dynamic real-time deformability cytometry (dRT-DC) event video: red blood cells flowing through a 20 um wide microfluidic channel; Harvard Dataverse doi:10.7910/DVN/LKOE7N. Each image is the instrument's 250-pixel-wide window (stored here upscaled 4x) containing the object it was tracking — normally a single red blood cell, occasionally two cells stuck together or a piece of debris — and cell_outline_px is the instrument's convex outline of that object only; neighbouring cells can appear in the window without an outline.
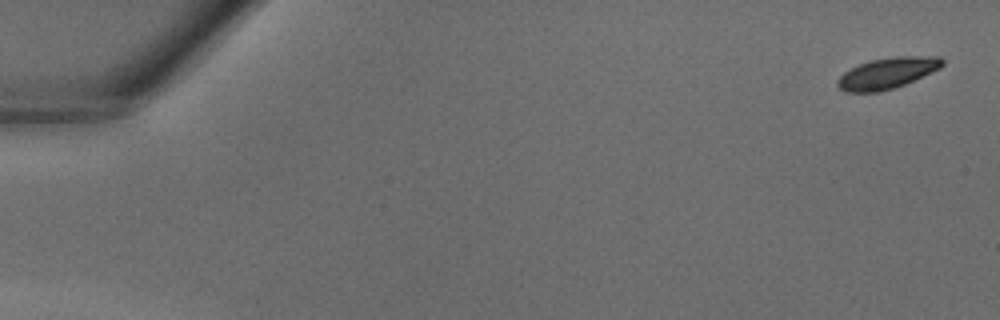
{"species": "common noctule bat (a hibernating species)", "species_latin": "Nyctalus noctula", "temperature_condition": "warm", "stored_images_in_passage": 40, "camera_frame_rate_fps": 3000, "um_per_image_px": 0.085, "animal": {"sex": "male", "body_mass_g": 18.8}, "frame": {"image": 1, "passage_image": 1, "time_ms": 0.0, "image_size_px": [1000, 320], "cell_outline_px": [[944, 64], [940, 68], [904, 84], [892, 88], [876, 92], [844, 92], [836, 84], [836, 80], [844, 72], [860, 64], [872, 60], [892, 56], [940, 56], [944, 60]], "centroid_in_image_um": [75.42, 6.21], "position_along_channel_um": 9.6, "area_um2": 18.79}}
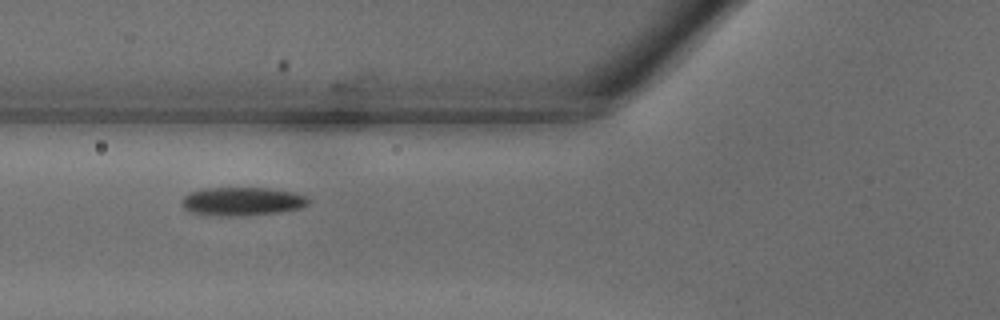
{"frame": {"image": 2, "passage_image": 16, "time_ms": 5.0, "image_size_px": [1000, 320], "cell_outline_px": [[308, 204], [300, 208], [280, 212], [244, 216], [224, 216], [192, 212], [184, 208], [184, 196], [188, 192], [208, 188], [268, 188], [292, 192], [308, 196]], "centroid_in_image_um": [20.62, 17.12], "position_along_channel_um": 105.2, "area_um2": 20.81}}
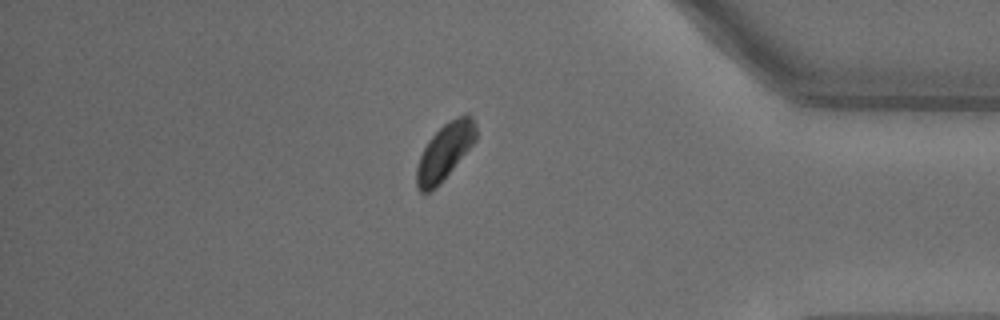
{"frame": {"image": 3, "passage_image": 35, "time_ms": 11.333, "image_size_px": [1000, 320], "cell_outline_px": [[476, 140], [440, 184], [432, 192], [420, 192], [416, 188], [416, 168], [420, 156], [428, 140], [448, 120], [464, 112], [468, 112], [472, 116], [476, 124]], "centroid_in_image_um": [37.81, 12.87], "position_along_channel_um": 397.4, "area_um2": 19.71}}